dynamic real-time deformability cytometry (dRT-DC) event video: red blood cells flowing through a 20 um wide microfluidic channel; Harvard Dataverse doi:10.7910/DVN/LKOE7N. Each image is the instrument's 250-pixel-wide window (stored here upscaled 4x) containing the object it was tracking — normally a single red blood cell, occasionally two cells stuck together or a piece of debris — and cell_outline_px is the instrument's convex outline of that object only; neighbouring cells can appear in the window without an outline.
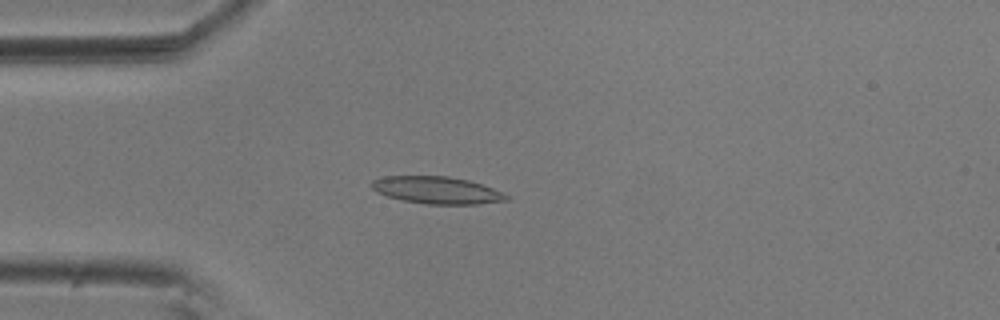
{"species": "common noctule bat (a hibernating species)", "species_latin": "Nyctalus noctula", "temperature_condition": "room temperature", "stored_images_in_passage": 54, "camera_frame_rate_fps": 3000, "um_per_image_px": 0.085, "animal": {"sex": "male", "body_mass_g": 20.5, "forearm_length_mm": 52.5}, "frame": {"image": 1, "passage_image": 13, "time_ms": 4.0, "image_size_px": [1000, 320], "cell_outline_px": [[512, 200], [480, 204], [424, 204], [404, 200], [388, 196], [376, 192], [372, 188], [372, 180], [384, 176], [448, 176], [468, 180], [492, 188], [512, 196]], "centroid_in_image_um": [37.19, 16.17], "position_along_channel_um": 47.8, "area_um2": 21.44}}
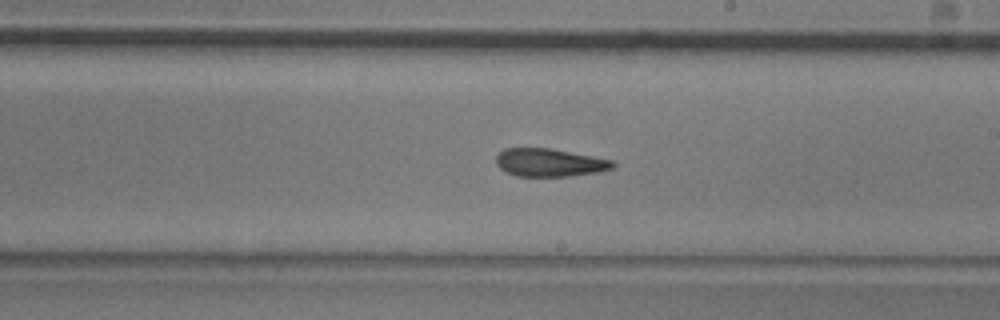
{"frame": {"image": 2, "passage_image": 30, "time_ms": 9.667, "image_size_px": [1000, 320], "cell_outline_px": [[616, 164], [612, 168], [600, 172], [572, 176], [516, 176], [504, 172], [496, 164], [496, 156], [504, 148], [552, 148], [616, 160]], "centroid_in_image_um": [46.75, 13.82], "position_along_channel_um": 242.3, "area_um2": 19.42}}
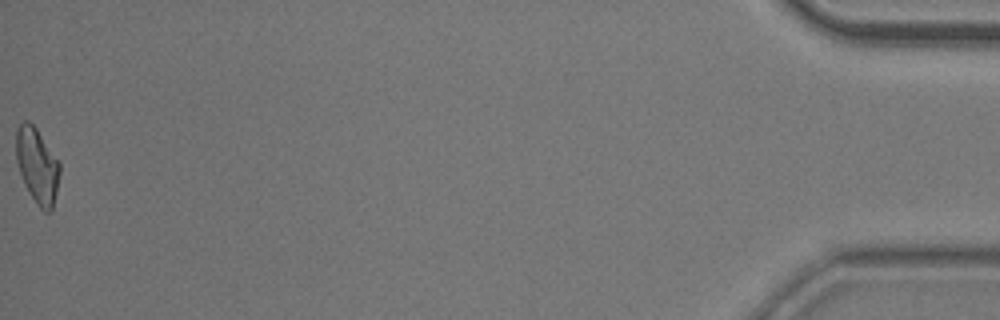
{"frame": {"image": 3, "passage_image": 54, "time_ms": 17.667, "image_size_px": [1000, 320], "cell_outline_px": [[60, 172], [52, 212], [44, 212], [36, 204], [24, 184], [16, 160], [16, 128], [24, 120], [28, 120], [36, 128], [60, 164]], "centroid_in_image_um": [3.15, 14.1], "position_along_channel_um": 432.0, "area_um2": 19.02}, "authors_computed_cell_mechanics": {"area_um2": 19.7676, "velocity_mm_per_s": 3.642, "shape_relaxation_time_tau1_ms": null, "shape_relaxation_time_tau2_ms": 6.665, "deformation_change_tau1": null, "deformation_change_tau2": 0.1395}}